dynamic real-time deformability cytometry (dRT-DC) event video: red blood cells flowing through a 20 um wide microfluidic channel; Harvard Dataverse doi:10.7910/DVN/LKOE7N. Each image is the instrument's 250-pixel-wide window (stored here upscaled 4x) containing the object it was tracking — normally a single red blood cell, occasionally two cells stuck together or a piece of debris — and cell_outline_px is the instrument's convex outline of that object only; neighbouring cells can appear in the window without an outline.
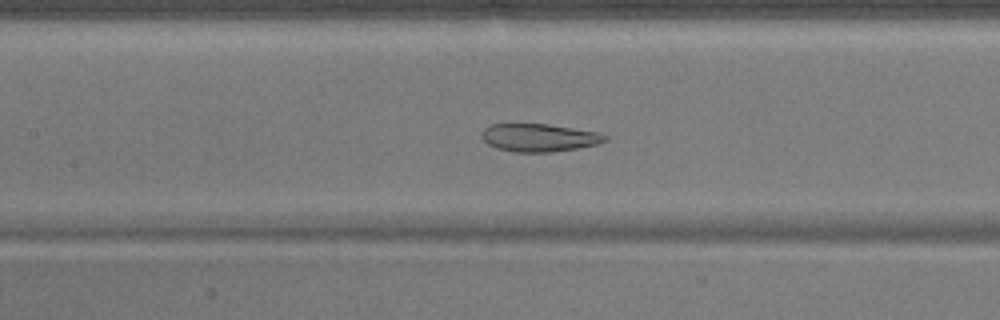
{"species": "common noctule bat (a hibernating species)", "species_latin": "Nyctalus noctula", "temperature_condition": "warm", "stored_images_in_passage": 43, "camera_frame_rate_fps": 3000, "um_per_image_px": 0.085, "animal": {"sex": "male", "body_mass_g": 17.9}, "frame": {"image": 1, "passage_image": 13, "time_ms": 4.0, "image_size_px": [1000, 320], "cell_outline_px": [[608, 140], [596, 144], [576, 148], [552, 152], [516, 152], [496, 148], [488, 144], [480, 136], [484, 128], [492, 124], [548, 124], [596, 132], [608, 136]], "centroid_in_image_um": [45.8, 11.7], "position_along_channel_um": 161.6, "area_um2": 19.88}}
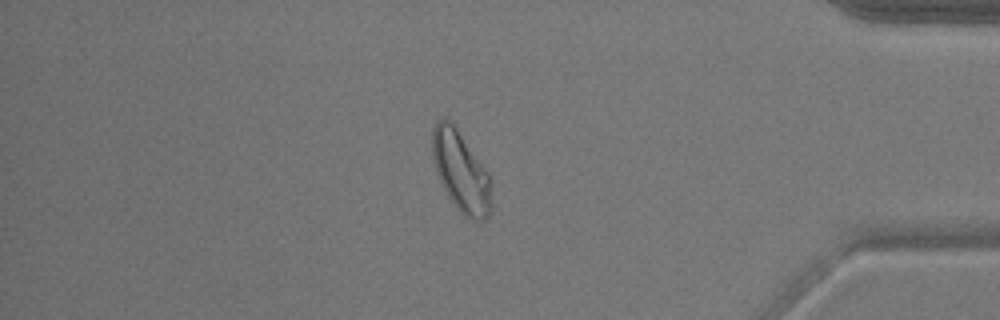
{"frame": {"image": 2, "passage_image": 34, "time_ms": 11.0, "image_size_px": [1000, 320], "cell_outline_px": [[492, 212], [484, 220], [472, 220], [464, 216], [456, 208], [448, 196], [436, 172], [432, 156], [432, 128], [436, 120], [440, 116], [444, 116], [456, 128], [488, 172], [492, 204]], "centroid_in_image_um": [39.16, 14.59], "position_along_channel_um": 396.0, "area_um2": 27.74}}
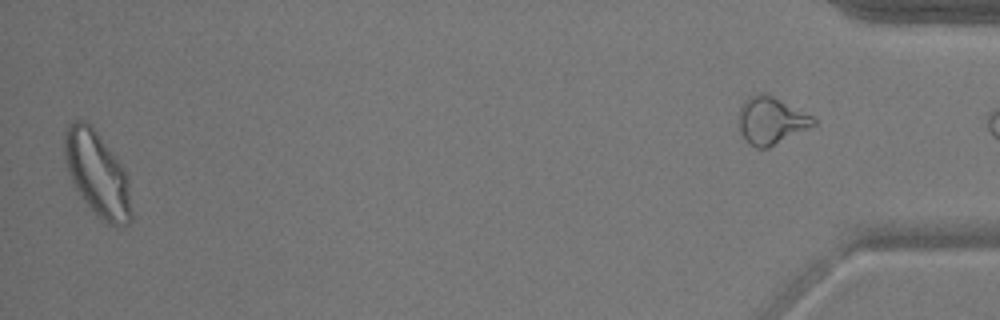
{"frame": {"image": 3, "passage_image": 41, "time_ms": 13.333, "image_size_px": [1000, 320], "cell_outline_px": [[132, 220], [128, 224], [116, 228], [108, 224], [96, 216], [84, 200], [76, 188], [68, 172], [64, 160], [64, 132], [76, 120], [84, 120], [96, 132], [120, 164], [124, 172], [128, 184], [132, 212]], "centroid_in_image_um": [8.26, 14.86], "position_along_channel_um": 426.9, "area_um2": 32.43}, "authors_computed_cell_mechanics": {"area_um2": 23.6402, "velocity_mm_per_s": 3.8232, "shape_relaxation_time_tau1_ms": null, "shape_relaxation_time_tau2_ms": 1.9898, "deformation_change_tau1": null, "deformation_change_tau2": 0.0909}}